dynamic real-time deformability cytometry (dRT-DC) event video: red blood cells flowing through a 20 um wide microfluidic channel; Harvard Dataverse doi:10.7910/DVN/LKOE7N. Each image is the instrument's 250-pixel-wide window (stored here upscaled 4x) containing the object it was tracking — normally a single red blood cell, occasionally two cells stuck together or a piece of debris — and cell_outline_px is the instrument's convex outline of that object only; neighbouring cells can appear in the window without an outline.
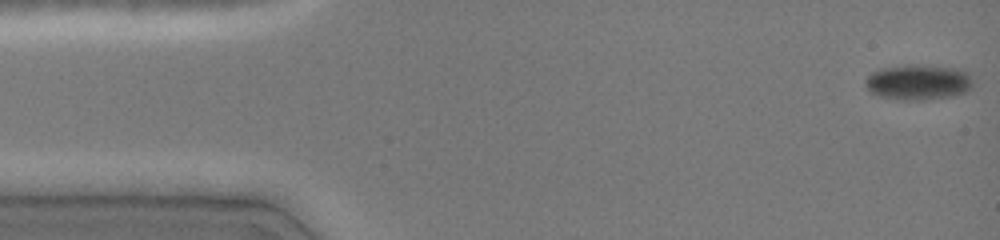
{"species": "common noctule bat (a hibernating species)", "species_latin": "Nyctalus noctula", "temperature_condition": "cold", "stored_images_in_passage": 50, "camera_frame_rate_fps": 3000, "um_per_image_px": 0.085, "animal": {"sex": "female", "body_mass_g": 19.0, "forearm_length_mm": 51.5}, "frame": {"image": 1, "passage_image": 1, "time_ms": 0.0, "image_size_px": [1000, 240], "cell_outline_px": [[972, 84], [964, 92], [952, 96], [928, 100], [900, 100], [880, 96], [868, 92], [864, 84], [864, 80], [872, 72], [880, 68], [904, 64], [920, 64], [956, 68], [968, 72], [972, 80]], "centroid_in_image_um": [77.99, 6.97], "position_along_channel_um": 7.0, "area_um2": 22.6}}
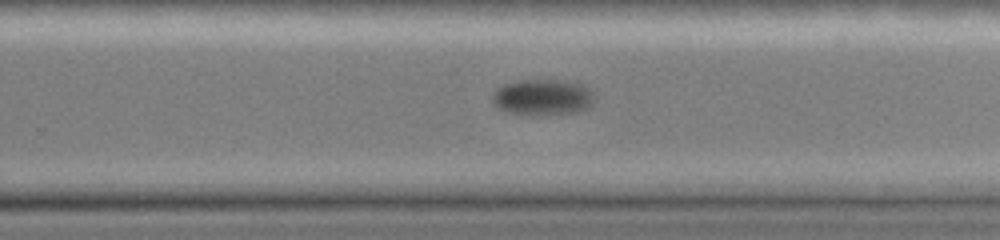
{"frame": {"image": 2, "passage_image": 32, "time_ms": 10.333, "image_size_px": [1000, 240], "cell_outline_px": [[592, 104], [588, 108], [576, 112], [508, 112], [500, 108], [492, 100], [492, 92], [496, 88], [504, 84], [516, 80], [564, 80], [584, 84], [592, 92]], "centroid_in_image_um": [46.12, 8.19], "position_along_channel_um": 283.7, "area_um2": 20.63}}
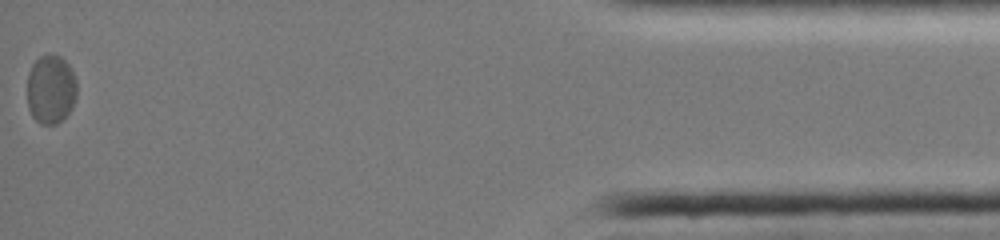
{"frame": {"image": 3, "passage_image": 50, "time_ms": 16.333, "image_size_px": [1000, 240], "cell_outline_px": [[76, 96], [72, 108], [56, 124], [40, 124], [32, 116], [28, 108], [28, 72], [32, 64], [40, 56], [48, 52], [60, 56], [68, 64], [76, 80]], "centroid_in_image_um": [4.3, 7.56], "position_along_channel_um": 430.9, "area_um2": 20.0}}